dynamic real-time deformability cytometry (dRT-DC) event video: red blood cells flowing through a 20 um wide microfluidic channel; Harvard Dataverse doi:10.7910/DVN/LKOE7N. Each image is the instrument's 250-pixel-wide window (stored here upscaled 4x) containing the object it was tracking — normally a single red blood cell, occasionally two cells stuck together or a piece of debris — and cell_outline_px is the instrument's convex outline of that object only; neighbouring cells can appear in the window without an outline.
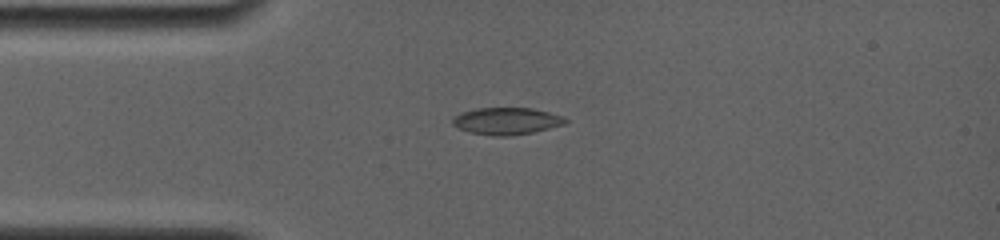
{"species": "common noctule bat (a hibernating species)", "species_latin": "Nyctalus noctula", "temperature_condition": "room temperature", "stored_images_in_passage": 3, "camera_frame_rate_fps": 4000, "um_per_image_px": 0.085, "animal": {"sex": "female", "body_mass_g": 19.0, "forearm_length_mm": 56.7}, "frame": {"image": 1, "passage_image": 3, "time_ms": 2.5, "image_size_px": [1000, 240], "cell_outline_px": [[568, 120], [564, 124], [532, 132], [508, 136], [492, 136], [468, 132], [452, 124], [452, 116], [476, 108], [532, 108], [548, 112], [560, 116]], "centroid_in_image_um": [43.01, 10.29], "position_along_channel_um": 42.0, "area_um2": 17.57}}